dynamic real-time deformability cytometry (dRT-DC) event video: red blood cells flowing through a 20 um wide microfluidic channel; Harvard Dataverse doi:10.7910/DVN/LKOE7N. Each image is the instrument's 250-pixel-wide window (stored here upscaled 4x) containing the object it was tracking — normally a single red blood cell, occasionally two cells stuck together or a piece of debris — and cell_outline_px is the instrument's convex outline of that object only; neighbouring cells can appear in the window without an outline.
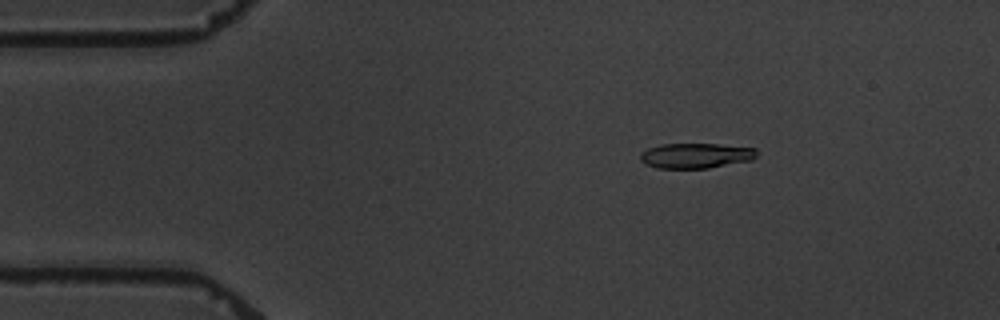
{"species": "common noctule bat (a hibernating species)", "species_latin": "Nyctalus noctula", "temperature_condition": "warm", "stored_images_in_passage": 5, "camera_frame_rate_fps": 3000, "um_per_image_px": 0.085, "animal": {"sex": "male", "body_mass_g": 19.5, "forearm_length_mm": 54.6}, "frame": {"image": 1, "passage_image": 2, "time_ms": 1.0, "image_size_px": [1000, 320], "cell_outline_px": [[756, 156], [752, 160], [708, 168], [656, 168], [640, 160], [640, 152], [648, 148], [660, 144], [720, 144], [756, 148]], "centroid_in_image_um": [59.14, 13.22], "position_along_channel_um": 25.9, "area_um2": 17.05}}
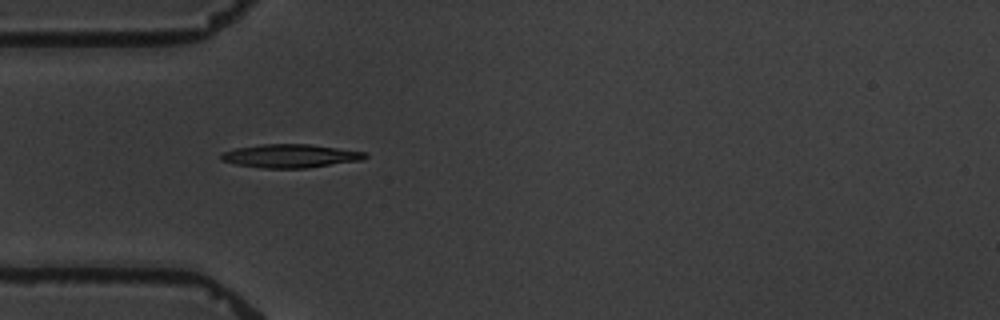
{"frame": {"image": 2, "passage_image": 4, "time_ms": 3.667, "image_size_px": [1000, 320], "cell_outline_px": [[368, 156], [360, 160], [308, 168], [264, 168], [236, 164], [220, 160], [220, 156], [224, 152], [236, 148], [260, 144], [308, 144], [364, 152]], "centroid_in_image_um": [24.64, 13.26], "position_along_channel_um": 60.4, "area_um2": 19.42}}
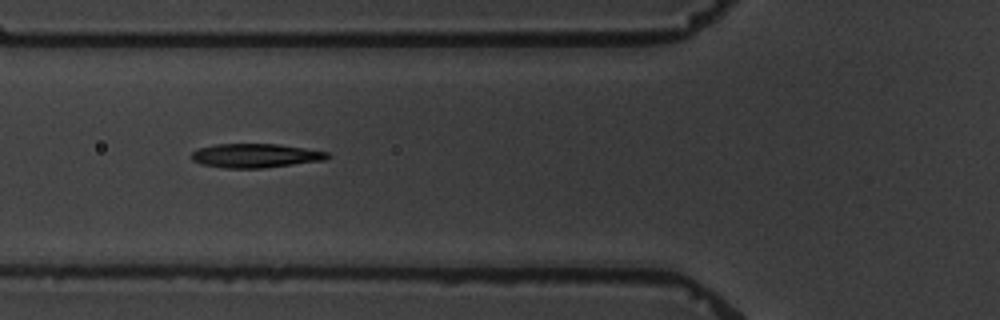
{"frame": {"image": 3, "passage_image": 5, "time_ms": 5.0, "image_size_px": [1000, 320], "cell_outline_px": [[332, 156], [324, 160], [264, 168], [224, 168], [200, 164], [192, 160], [192, 152], [200, 148], [216, 144], [276, 144], [328, 152]], "centroid_in_image_um": [21.7, 13.24], "position_along_channel_um": 104.1, "area_um2": 18.9}}